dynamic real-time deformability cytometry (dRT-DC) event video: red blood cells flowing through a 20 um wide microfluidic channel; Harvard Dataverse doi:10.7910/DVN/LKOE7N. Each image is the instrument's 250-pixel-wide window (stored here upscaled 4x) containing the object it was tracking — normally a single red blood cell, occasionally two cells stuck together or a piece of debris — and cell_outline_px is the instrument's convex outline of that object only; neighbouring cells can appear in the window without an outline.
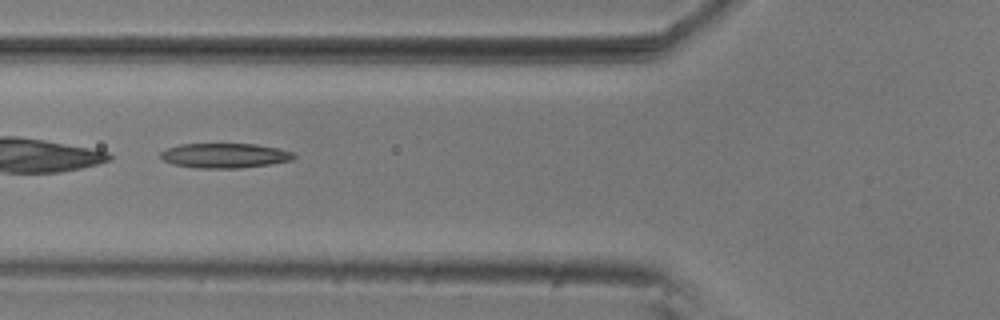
{"species": "common noctule bat (a hibernating species)", "species_latin": "Nyctalus noctula", "temperature_condition": "room temperature", "stored_images_in_passage": 53, "camera_frame_rate_fps": 3000, "um_per_image_px": 0.085, "animal": {"sex": "male", "body_mass_g": 20.5, "forearm_length_mm": 52.5}, "frame": {"image": 1, "passage_image": 20, "time_ms": 6.333, "image_size_px": [1000, 320], "cell_outline_px": [[296, 156], [292, 160], [268, 164], [240, 168], [196, 168], [172, 164], [164, 160], [160, 156], [160, 152], [168, 148], [180, 144], [256, 144], [280, 148], [292, 152]], "centroid_in_image_um": [19.1, 13.22], "position_along_channel_um": 106.7, "area_um2": 19.19}}
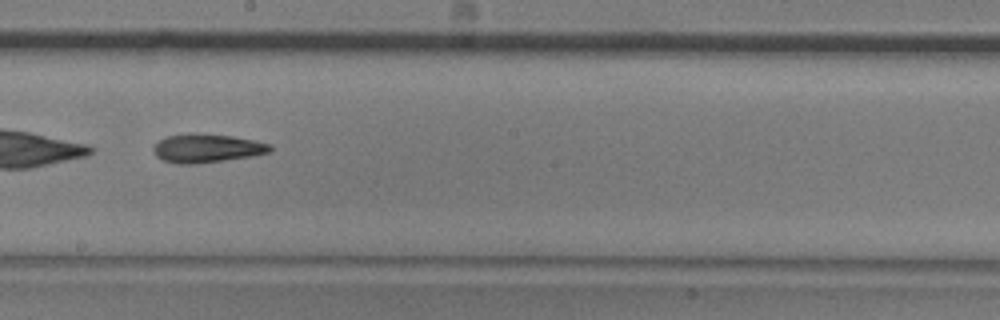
{"frame": {"image": 2, "passage_image": 30, "time_ms": 9.667, "image_size_px": [1000, 320], "cell_outline_px": [[272, 152], [252, 156], [196, 164], [176, 164], [164, 160], [156, 156], [152, 148], [156, 140], [168, 136], [232, 136], [256, 140], [272, 144]], "centroid_in_image_um": [17.62, 12.64], "position_along_channel_um": 230.6, "area_um2": 18.9}}
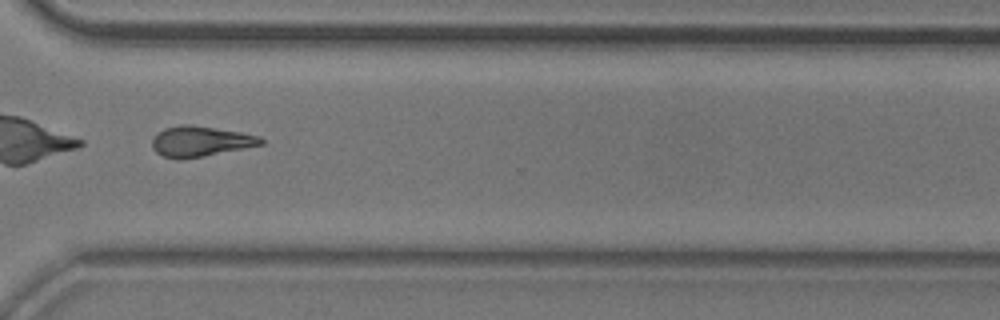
{"frame": {"image": 3, "passage_image": 40, "time_ms": 13.0, "image_size_px": [1000, 320], "cell_outline_px": [[264, 144], [244, 148], [200, 156], [164, 156], [156, 152], [152, 148], [152, 136], [156, 132], [164, 128], [180, 124], [192, 124], [240, 132], [260, 136], [264, 140]], "centroid_in_image_um": [17.03, 11.96], "position_along_channel_um": 353.6, "area_um2": 18.79}, "authors_computed_cell_mechanics": {"area_um2": 19.941, "velocity_mm_per_s": 3.6968, "shape_relaxation_time_tau1_ms": 9.7403, "shape_relaxation_time_tau2_ms": 9.156, "deformation_change_tau1": 0.2193, "deformation_change_tau2": 0.2371}}